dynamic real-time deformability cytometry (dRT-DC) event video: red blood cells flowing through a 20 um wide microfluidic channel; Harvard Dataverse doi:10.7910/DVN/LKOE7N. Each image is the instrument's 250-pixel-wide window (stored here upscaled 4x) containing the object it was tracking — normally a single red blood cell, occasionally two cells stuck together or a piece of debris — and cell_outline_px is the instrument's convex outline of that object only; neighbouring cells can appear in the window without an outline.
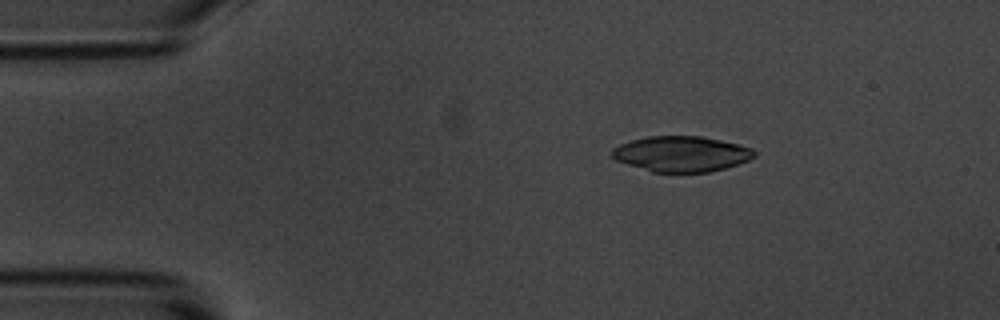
{"species": "common noctule bat (a hibernating species)", "species_latin": "Nyctalus noctula", "temperature_condition": "room temperature", "stored_images_in_passage": 5, "segment_of_instrument_passage": [2, 2], "camera_frame_rate_fps": 3000, "um_per_image_px": 0.085, "animal": {"sex": "male", "body_mass_g": 20.1, "forearm_length_mm": 53.5}, "frame": {"image": 1, "passage_image": 5, "time_ms": 4.667, "image_size_px": [1000, 320], "cell_outline_px": [[756, 156], [748, 160], [724, 168], [708, 172], [652, 172], [616, 160], [612, 156], [612, 148], [620, 144], [632, 140], [648, 136], [700, 136], [720, 140], [752, 148], [756, 152]], "centroid_in_image_um": [57.91, 13.08], "position_along_channel_um": 27.1, "area_um2": 29.19}}